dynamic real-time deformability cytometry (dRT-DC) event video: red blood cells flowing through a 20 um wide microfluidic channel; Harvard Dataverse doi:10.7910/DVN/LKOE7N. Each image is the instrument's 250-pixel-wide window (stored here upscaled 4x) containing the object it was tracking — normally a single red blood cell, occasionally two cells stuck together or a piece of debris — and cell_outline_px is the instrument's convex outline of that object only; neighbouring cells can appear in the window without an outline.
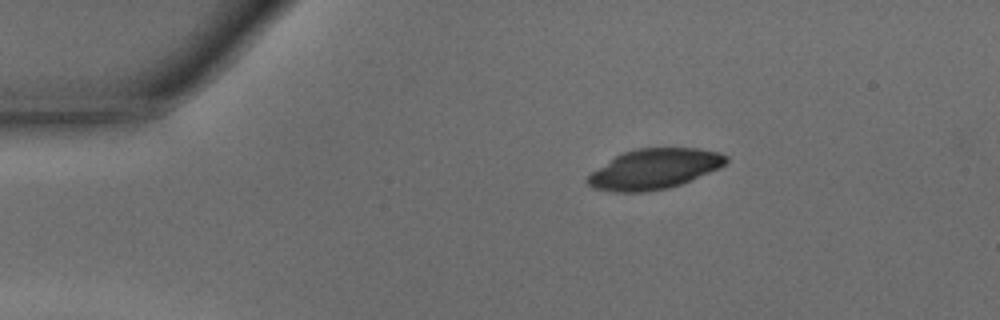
{"species": "common noctule bat (a hibernating species)", "species_latin": "Nyctalus noctula", "temperature_condition": "warm", "stored_images_in_passage": 39, "camera_frame_rate_fps": 3000, "um_per_image_px": 0.085, "animal": {"sex": "male", "body_mass_g": 15.6}, "frame": {"image": 1, "passage_image": 1, "time_ms": 0.0, "image_size_px": [1000, 320], "cell_outline_px": [[728, 160], [720, 168], [680, 184], [668, 188], [644, 192], [612, 192], [596, 188], [588, 184], [584, 180], [592, 172], [616, 156], [624, 152], [636, 148], [700, 148], [720, 152], [728, 156]], "centroid_in_image_um": [55.63, 14.36], "position_along_channel_um": 29.4, "area_um2": 32.25}}
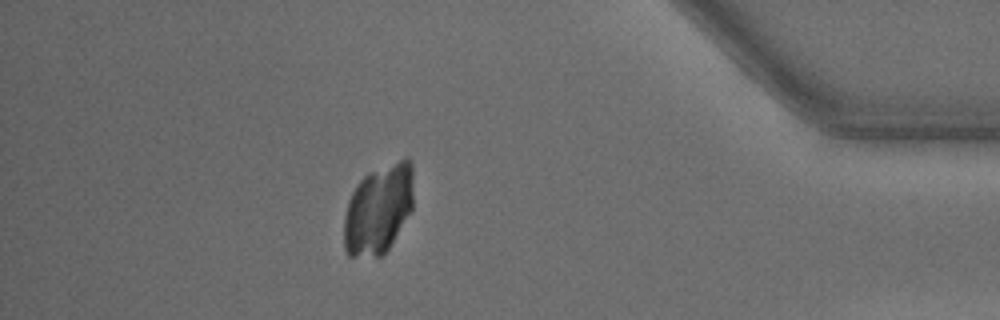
{"frame": {"image": 2, "passage_image": 34, "time_ms": 11.0, "image_size_px": [1000, 320], "cell_outline_px": [[412, 208], [388, 248], [380, 256], [348, 256], [344, 248], [344, 216], [348, 200], [356, 184], [368, 172], [404, 156], [408, 156], [412, 164]], "centroid_in_image_um": [32.15, 17.73], "position_along_channel_um": 403.1, "area_um2": 36.24}}